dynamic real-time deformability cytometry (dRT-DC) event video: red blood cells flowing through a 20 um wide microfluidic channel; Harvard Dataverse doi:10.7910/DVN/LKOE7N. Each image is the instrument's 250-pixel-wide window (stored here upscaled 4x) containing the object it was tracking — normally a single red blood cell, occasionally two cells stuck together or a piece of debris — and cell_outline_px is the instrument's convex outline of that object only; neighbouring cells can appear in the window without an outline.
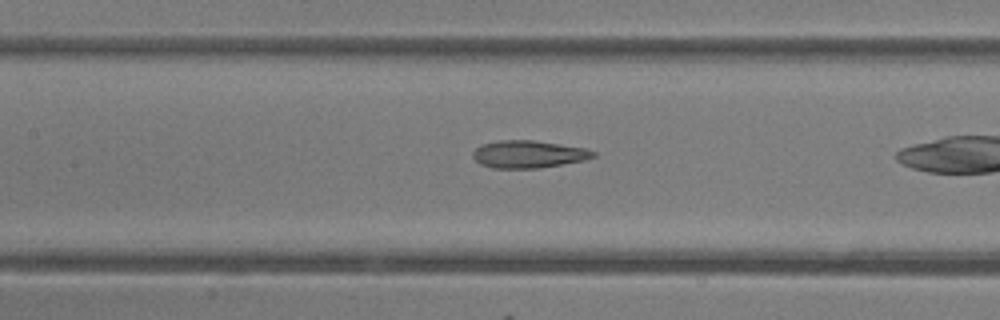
{"species": "common noctule bat (a hibernating species)", "species_latin": "Nyctalus noctula", "temperature_condition": "room temperature", "stored_images_in_passage": 35, "camera_frame_rate_fps": 3000, "um_per_image_px": 0.085, "animal": {"sex": "female"}, "frame": {"image": 1, "passage_image": 20, "time_ms": 6.333, "image_size_px": [1000, 320], "cell_outline_px": [[596, 156], [584, 160], [540, 168], [492, 168], [480, 164], [472, 156], [472, 152], [480, 144], [496, 140], [532, 140], [584, 148], [596, 152]], "centroid_in_image_um": [44.87, 13.1], "position_along_channel_um": 162.5, "area_um2": 19.25}}
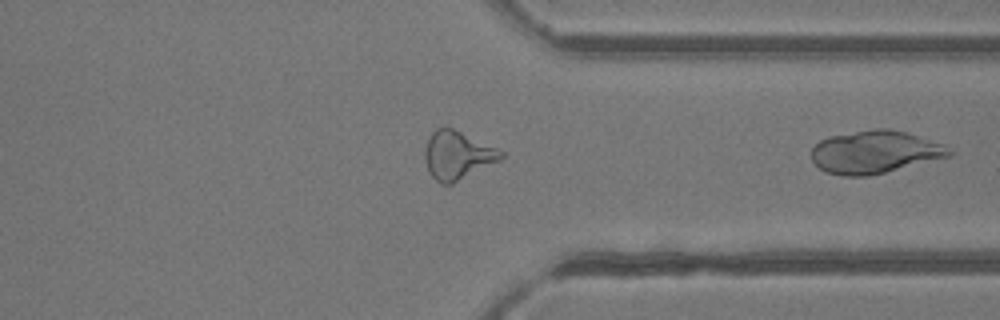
{"frame": {"image": 2, "passage_image": 35, "time_ms": 11.333, "image_size_px": [1000, 320], "cell_outline_px": [[952, 156], [868, 176], [840, 176], [824, 172], [812, 160], [812, 148], [820, 140], [828, 136], [872, 128], [888, 128], [904, 132], [944, 144], [952, 152]], "centroid_in_image_um": [74.34, 12.92], "position_along_channel_um": 337.1, "area_um2": 34.33}}